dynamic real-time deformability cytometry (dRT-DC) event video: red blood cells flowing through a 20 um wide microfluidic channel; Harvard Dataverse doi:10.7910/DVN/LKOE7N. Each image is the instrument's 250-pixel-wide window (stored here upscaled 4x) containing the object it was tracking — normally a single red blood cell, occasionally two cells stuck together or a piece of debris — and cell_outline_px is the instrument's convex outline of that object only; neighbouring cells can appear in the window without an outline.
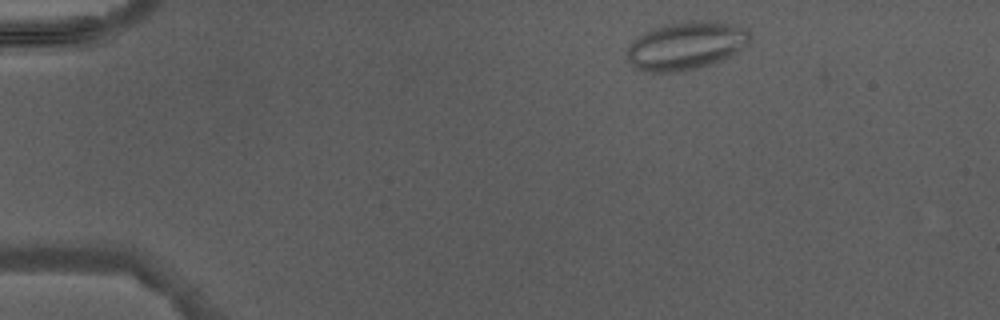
{"species": "Egyptian fruit bat (a non-hibernating species)", "species_latin": "Rousettus aegyptiacus", "temperature_condition": "warm", "stored_images_in_passage": 3, "camera_frame_rate_fps": 3000, "um_per_image_px": 0.085, "animal": {"sex": "male"}, "frame": {"image": 1, "passage_image": 1, "time_ms": 0.0, "image_size_px": [1000, 320], "cell_outline_px": [[748, 44], [744, 48], [720, 60], [696, 68], [680, 72], [644, 72], [636, 68], [628, 60], [628, 48], [632, 40], [636, 36], [644, 32], [664, 24], [688, 20], [716, 20], [736, 24], [744, 28], [748, 32]], "centroid_in_image_um": [58.29, 3.86], "position_along_channel_um": 26.7, "area_um2": 34.56}}